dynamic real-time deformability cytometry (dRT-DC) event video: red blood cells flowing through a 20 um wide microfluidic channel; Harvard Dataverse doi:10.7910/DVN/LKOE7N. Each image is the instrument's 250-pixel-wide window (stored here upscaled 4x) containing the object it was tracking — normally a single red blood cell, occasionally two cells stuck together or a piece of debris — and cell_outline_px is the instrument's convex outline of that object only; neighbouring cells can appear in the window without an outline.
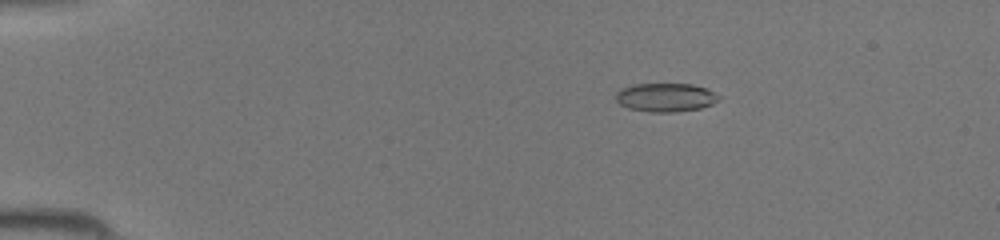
{"species": "common noctule bat (a hibernating species)", "species_latin": "Nyctalus noctula", "temperature_condition": "room temperature", "stored_images_in_passage": 44, "camera_frame_rate_fps": 3000, "um_per_image_px": 0.085, "animal": {"sex": "female", "body_mass_g": 19.5, "forearm_length_mm": 54.1}, "frame": {"image": 1, "passage_image": 7, "time_ms": 2.0, "image_size_px": [1000, 240], "cell_outline_px": [[720, 100], [712, 104], [700, 108], [676, 112], [648, 112], [628, 108], [620, 104], [616, 100], [616, 92], [620, 88], [632, 84], [692, 84], [704, 88], [720, 96]], "centroid_in_image_um": [56.54, 8.28], "position_along_channel_um": 28.5, "area_um2": 17.22}}
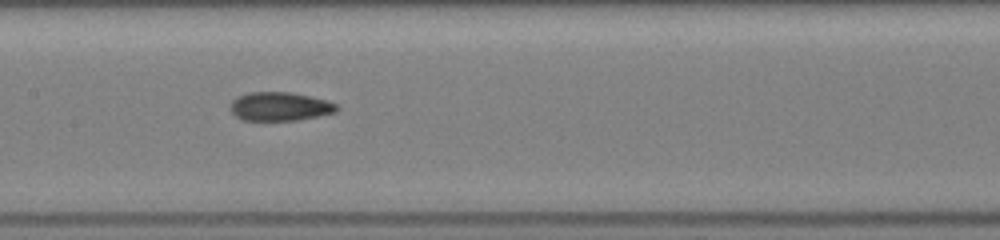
{"frame": {"image": 2, "passage_image": 22, "time_ms": 7.0, "image_size_px": [1000, 240], "cell_outline_px": [[340, 108], [336, 112], [320, 116], [296, 120], [244, 120], [236, 116], [232, 112], [232, 100], [236, 96], [248, 92], [288, 92], [308, 96], [324, 100], [336, 104]], "centroid_in_image_um": [23.79, 9.05], "position_along_channel_um": 183.6, "area_um2": 17.63}}
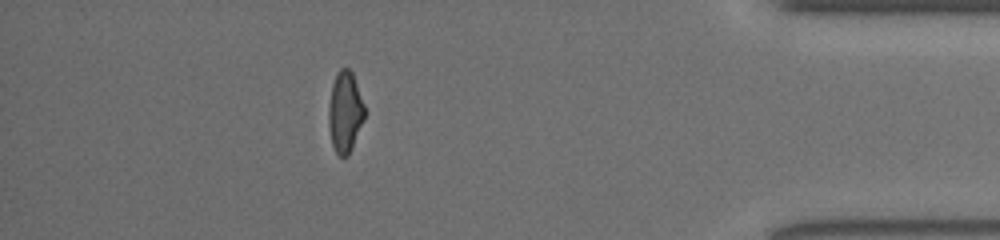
{"frame": {"image": 3, "passage_image": 39, "time_ms": 12.667, "image_size_px": [1000, 240], "cell_outline_px": [[364, 120], [352, 148], [348, 156], [340, 156], [336, 152], [332, 144], [328, 124], [328, 108], [332, 84], [340, 68], [348, 68], [352, 72], [364, 104]], "centroid_in_image_um": [29.32, 9.53], "position_along_channel_um": 405.9, "area_um2": 16.88}}